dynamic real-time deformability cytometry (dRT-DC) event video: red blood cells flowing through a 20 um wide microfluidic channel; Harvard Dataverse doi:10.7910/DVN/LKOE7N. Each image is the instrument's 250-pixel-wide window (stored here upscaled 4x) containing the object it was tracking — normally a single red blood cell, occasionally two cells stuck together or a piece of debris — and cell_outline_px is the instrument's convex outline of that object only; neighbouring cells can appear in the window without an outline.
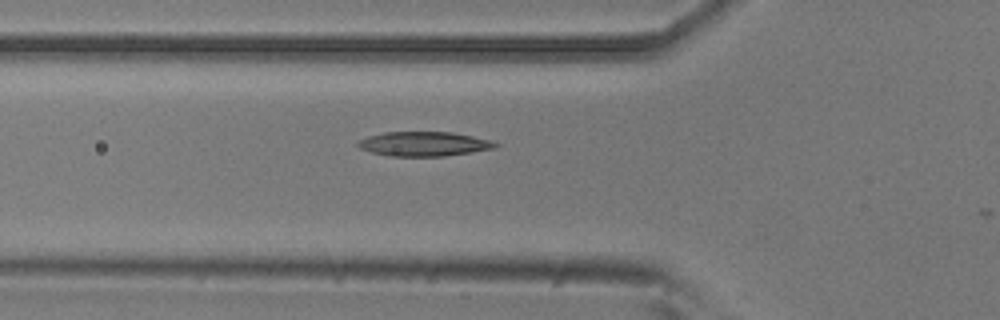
{"species": "common noctule bat (a hibernating species)", "species_latin": "Nyctalus noctula", "temperature_condition": "room temperature", "stored_images_in_passage": 3, "camera_frame_rate_fps": 3000, "um_per_image_px": 0.085, "animal": {"sex": "male", "body_mass_g": 20.5, "forearm_length_mm": 52.5}, "frame": {"image": 1, "passage_image": 2, "time_ms": 0.333, "image_size_px": [1000, 320], "cell_outline_px": [[500, 144], [496, 148], [472, 152], [444, 156], [388, 156], [372, 152], [360, 148], [356, 144], [356, 140], [368, 136], [384, 132], [452, 132], [472, 136], [488, 140]], "centroid_in_image_um": [36.0, 12.23], "position_along_channel_um": 89.8, "area_um2": 19.59}}